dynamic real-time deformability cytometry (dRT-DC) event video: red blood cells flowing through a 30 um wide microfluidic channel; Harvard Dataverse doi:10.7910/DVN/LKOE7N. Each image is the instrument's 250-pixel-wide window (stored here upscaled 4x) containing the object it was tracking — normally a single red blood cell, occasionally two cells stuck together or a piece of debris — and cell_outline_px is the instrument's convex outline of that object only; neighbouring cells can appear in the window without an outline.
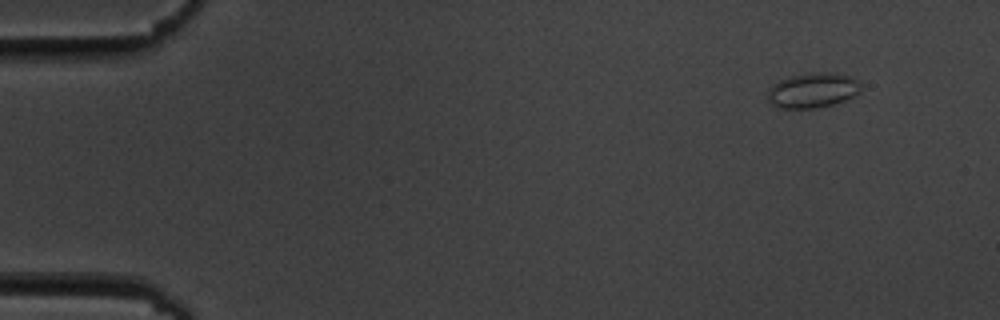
{"species": "common noctule bat (a hibernating species)", "species_latin": "Nyctalus noctula", "temperature_condition": "cold", "stored_images_in_passage": 52, "camera_frame_rate_fps": 3000, "um_per_image_px": 0.085, "animal": {"sex": "male", "body_mass_g": 19.5, "forearm_length_mm": 54.6}, "frame": {"image": 1, "passage_image": 1, "time_ms": 0.0, "image_size_px": [1000, 320], "cell_outline_px": [[860, 92], [856, 96], [832, 104], [816, 108], [780, 108], [772, 104], [768, 100], [768, 88], [772, 84], [788, 76], [812, 72], [824, 72], [852, 76], [860, 80]], "centroid_in_image_um": [69.09, 7.66], "position_along_channel_um": 15.9, "area_um2": 19.19}}
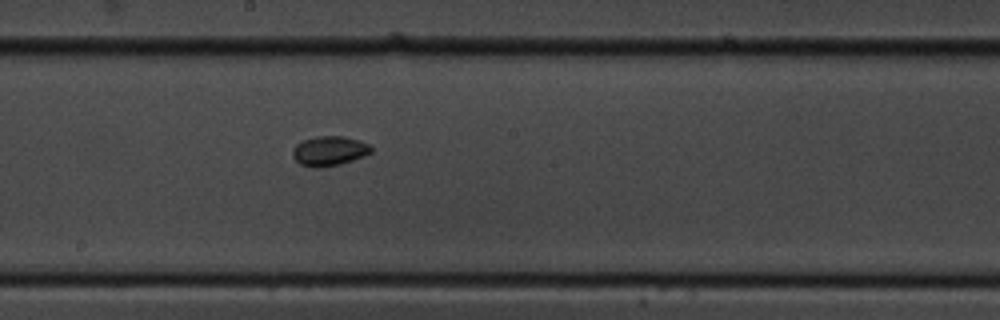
{"frame": {"image": 2, "passage_image": 27, "time_ms": 8.667, "image_size_px": [1000, 320], "cell_outline_px": [[372, 152], [364, 156], [340, 164], [320, 168], [316, 168], [300, 164], [292, 156], [292, 148], [296, 144], [304, 140], [316, 136], [344, 136], [360, 140], [368, 144], [372, 148]], "centroid_in_image_um": [27.98, 12.82], "position_along_channel_um": 220.2, "area_um2": 13.64}}
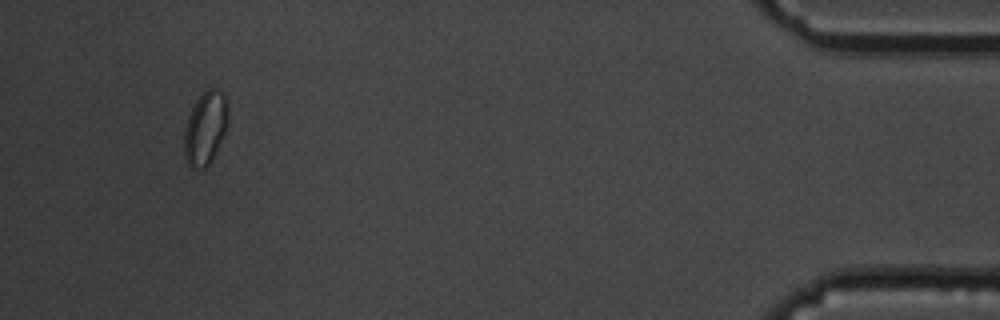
{"frame": {"image": 3, "passage_image": 49, "time_ms": 16.0, "image_size_px": [1000, 320], "cell_outline_px": [[228, 124], [208, 164], [204, 168], [192, 168], [188, 164], [184, 156], [184, 128], [188, 116], [196, 100], [208, 88], [216, 88], [224, 92], [228, 104]], "centroid_in_image_um": [17.45, 10.83], "position_along_channel_um": 417.8, "area_um2": 18.55}, "authors_computed_cell_mechanics": {"area_um2": 13.6697, "velocity_mm_per_s": 3.6036, "shape_relaxation_time_tau1_ms": 2.3038, "shape_relaxation_time_tau2_ms": 2.4307, "deformation_change_tau1": 0.051, "deformation_change_tau2": 0.0357}}